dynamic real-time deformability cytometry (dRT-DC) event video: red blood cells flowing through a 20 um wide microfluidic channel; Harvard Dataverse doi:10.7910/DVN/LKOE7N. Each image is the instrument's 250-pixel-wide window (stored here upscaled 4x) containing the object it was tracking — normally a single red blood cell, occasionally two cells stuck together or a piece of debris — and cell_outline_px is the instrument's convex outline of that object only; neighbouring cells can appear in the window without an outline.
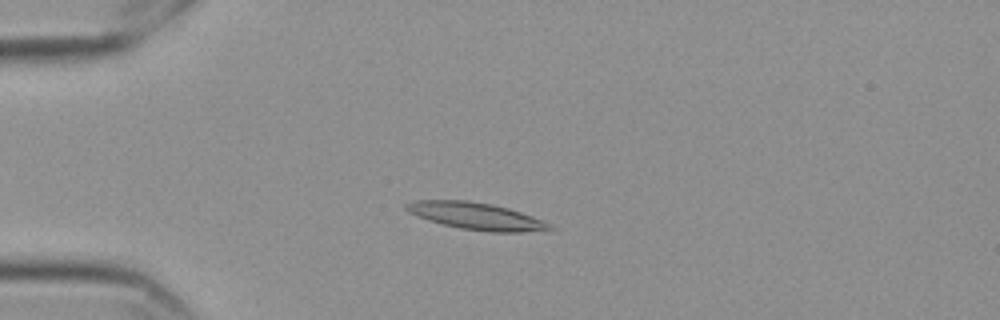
{"species": "Egyptian fruit bat (a non-hibernating species)", "species_latin": "Rousettus aegyptiacus", "temperature_condition": "cold", "stored_images_in_passage": 53, "camera_frame_rate_fps": 3000, "um_per_image_px": 0.085, "frame": {"image": 1, "passage_image": 10, "time_ms": 3.0, "image_size_px": [1000, 320], "cell_outline_px": [[556, 228], [548, 232], [492, 232], [460, 228], [428, 220], [408, 212], [404, 208], [404, 204], [412, 200], [464, 200], [492, 204], [508, 208], [532, 216], [552, 224]], "centroid_in_image_um": [40.54, 18.38], "position_along_channel_um": 44.5, "area_um2": 22.83}}
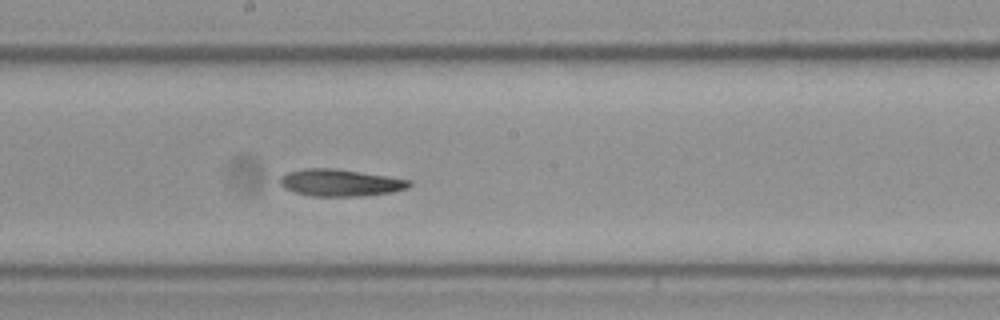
{"frame": {"image": 2, "passage_image": 27, "time_ms": 8.667, "image_size_px": [1000, 320], "cell_outline_px": [[412, 184], [408, 188], [392, 192], [360, 196], [312, 196], [296, 192], [284, 188], [280, 184], [280, 176], [288, 172], [304, 168], [332, 168], [388, 176], [412, 180]], "centroid_in_image_um": [28.93, 15.53], "position_along_channel_um": 219.3, "area_um2": 20.29}}
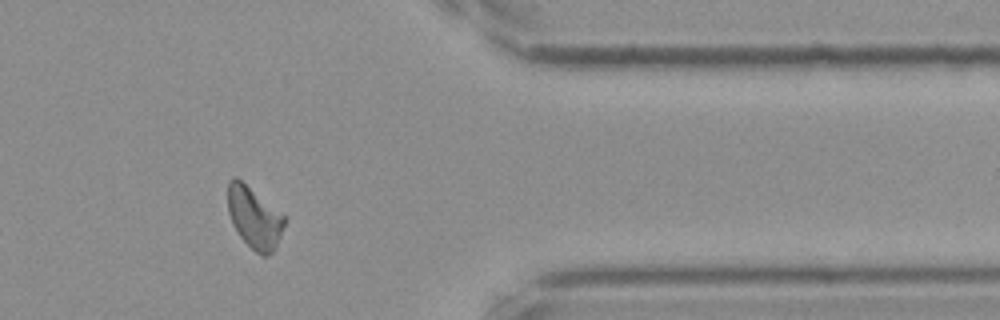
{"frame": {"image": 3, "passage_image": 43, "time_ms": 14.0, "image_size_px": [1000, 320], "cell_outline_px": [[284, 224], [276, 248], [268, 256], [260, 256], [240, 236], [232, 224], [228, 212], [228, 180], [232, 176], [236, 176], [284, 216]], "centroid_in_image_um": [21.58, 18.5], "position_along_channel_um": 389.8, "area_um2": 19.94}}